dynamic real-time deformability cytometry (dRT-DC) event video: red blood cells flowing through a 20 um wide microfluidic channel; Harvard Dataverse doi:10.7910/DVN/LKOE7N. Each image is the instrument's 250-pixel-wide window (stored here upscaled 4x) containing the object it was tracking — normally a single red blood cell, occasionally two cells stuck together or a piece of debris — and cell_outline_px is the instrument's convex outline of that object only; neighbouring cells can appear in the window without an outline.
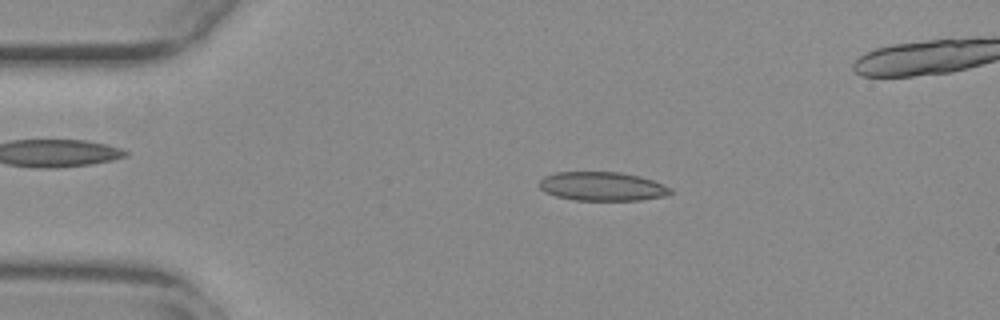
{"species": "common noctule bat (a hibernating species)", "species_latin": "Nyctalus noctula", "temperature_condition": "warm", "stored_images_in_passage": 52, "camera_frame_rate_fps": 3000, "um_per_image_px": 0.085, "animal": {"sex": "female", "body_mass_g": 29.2, "forearm_length_mm": 56.3}, "frame": {"image": 1, "passage_image": 11, "time_ms": 3.333, "image_size_px": [1000, 320], "cell_outline_px": [[672, 192], [668, 196], [640, 200], [576, 200], [556, 196], [544, 192], [540, 188], [540, 180], [544, 176], [556, 172], [620, 172], [640, 176], [652, 180], [672, 188]], "centroid_in_image_um": [51.21, 15.84], "position_along_channel_um": 33.8, "area_um2": 22.14}}
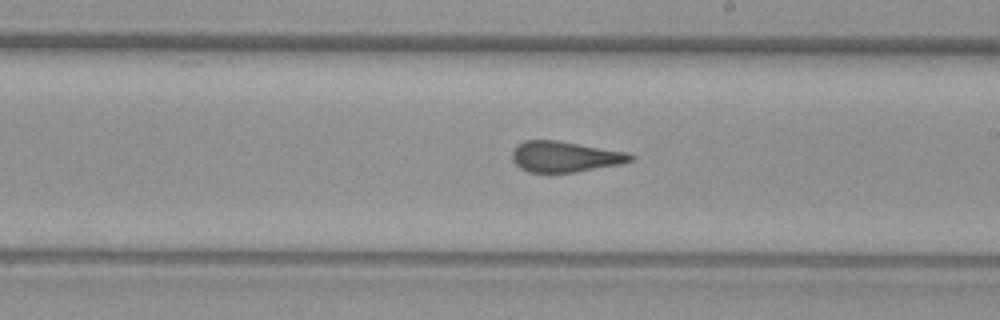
{"frame": {"image": 2, "passage_image": 31, "time_ms": 10.0, "image_size_px": [1000, 320], "cell_outline_px": [[636, 156], [632, 160], [620, 164], [576, 172], [528, 172], [520, 168], [512, 160], [512, 152], [524, 140], [556, 140], [628, 152]], "centroid_in_image_um": [48.04, 13.32], "position_along_channel_um": 241.0, "area_um2": 21.1}}
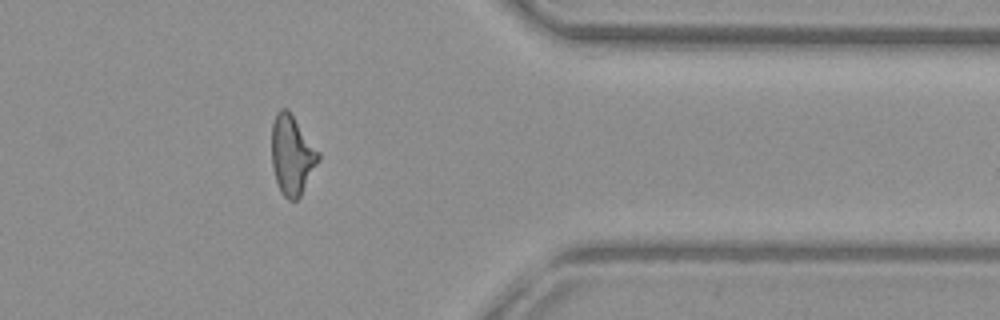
{"frame": {"image": 3, "passage_image": 44, "time_ms": 14.333, "image_size_px": [1000, 320], "cell_outline_px": [[320, 160], [300, 196], [296, 200], [288, 200], [280, 192], [272, 168], [272, 124], [276, 112], [280, 108], [288, 108], [320, 152]], "centroid_in_image_um": [24.82, 13.16], "position_along_channel_um": 386.6, "area_um2": 21.85}}